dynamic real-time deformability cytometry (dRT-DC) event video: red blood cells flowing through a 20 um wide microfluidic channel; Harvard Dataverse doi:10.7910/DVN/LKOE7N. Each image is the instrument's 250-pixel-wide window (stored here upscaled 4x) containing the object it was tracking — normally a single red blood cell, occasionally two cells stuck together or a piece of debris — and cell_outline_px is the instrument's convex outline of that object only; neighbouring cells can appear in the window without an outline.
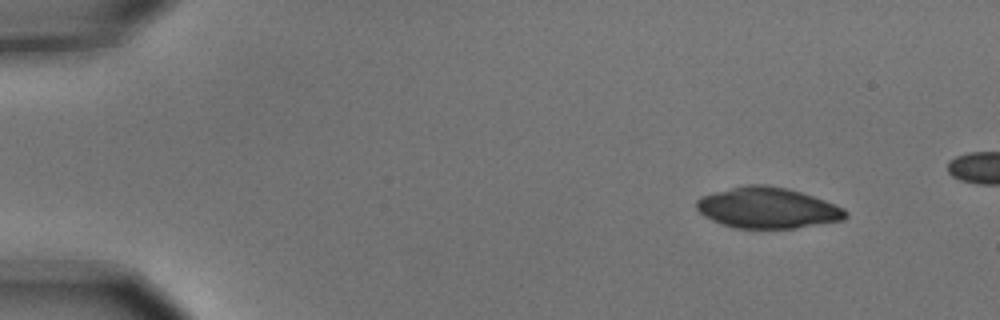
{"species": "common noctule bat (a hibernating species)", "species_latin": "Nyctalus noctula", "temperature_condition": "cold", "stored_images_in_passage": 5, "camera_frame_rate_fps": 3000, "um_per_image_px": 0.085, "animal": {"sex": "male", "body_mass_g": 15.6}, "frame": {"image": 1, "passage_image": 1, "time_ms": 0.0, "image_size_px": [1000, 320], "cell_outline_px": [[848, 216], [844, 220], [796, 228], [736, 228], [712, 220], [704, 216], [696, 208], [696, 200], [700, 196], [748, 184], [764, 184], [788, 188], [824, 200], [844, 208], [848, 212]], "centroid_in_image_um": [65.26, 17.67], "position_along_channel_um": 19.7, "area_um2": 35.37}}